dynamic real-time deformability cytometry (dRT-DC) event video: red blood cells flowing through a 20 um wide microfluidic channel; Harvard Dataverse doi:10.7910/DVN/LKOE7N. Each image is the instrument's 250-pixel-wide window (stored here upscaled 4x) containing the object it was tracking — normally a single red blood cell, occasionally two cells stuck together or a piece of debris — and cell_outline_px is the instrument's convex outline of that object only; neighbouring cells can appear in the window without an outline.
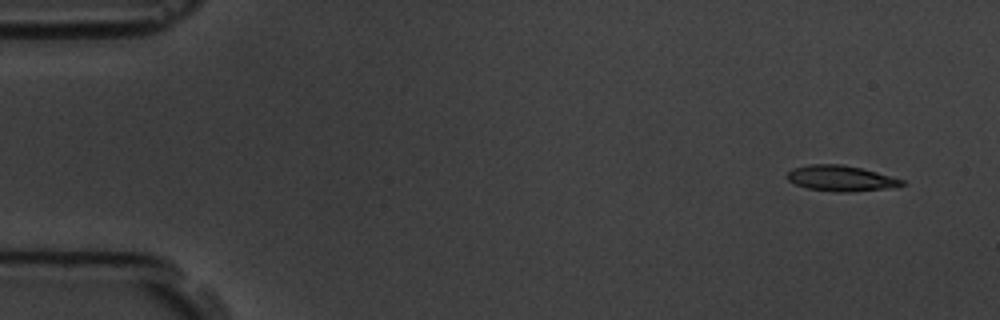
{"species": "common noctule bat (a hibernating species)", "species_latin": "Nyctalus noctula", "temperature_condition": "room temperature", "stored_images_in_passage": 8, "camera_frame_rate_fps": 3000, "um_per_image_px": 0.085, "animal": {"sex": "male", "body_mass_g": 19.5, "forearm_length_mm": 54.6}, "frame": {"image": 1, "passage_image": 1, "time_ms": 0.0, "image_size_px": [1000, 320], "cell_outline_px": [[908, 184], [892, 188], [852, 192], [832, 192], [808, 188], [796, 184], [788, 180], [784, 176], [792, 168], [808, 164], [844, 164], [876, 172], [904, 180]], "centroid_in_image_um": [71.48, 15.16], "position_along_channel_um": 13.5, "area_um2": 17.4}}
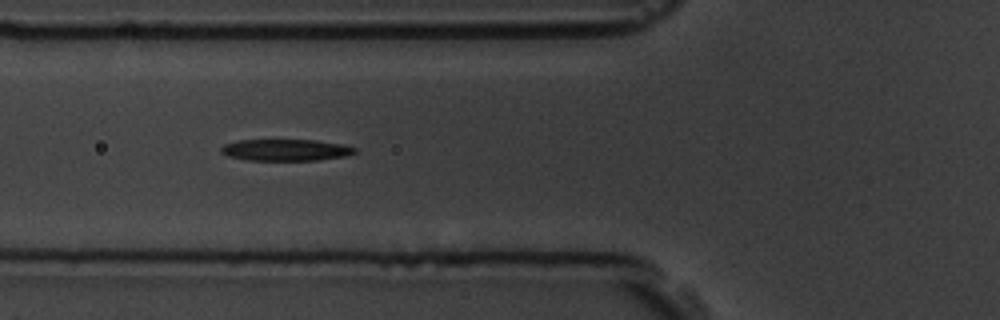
{"frame": {"image": 2, "passage_image": 6, "time_ms": 5.667, "image_size_px": [1000, 320], "cell_outline_px": [[356, 152], [348, 156], [316, 160], [248, 160], [228, 156], [220, 152], [220, 148], [224, 144], [236, 140], [316, 140], [344, 144], [356, 148]], "centroid_in_image_um": [24.29, 12.74], "position_along_channel_um": 101.5, "area_um2": 16.94}}
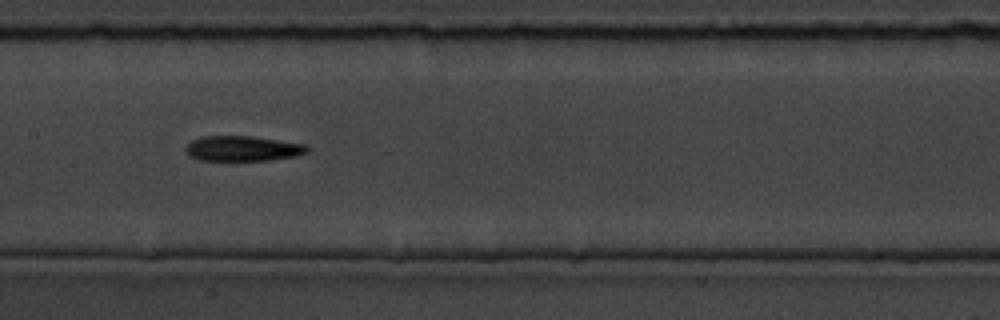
{"frame": {"image": 3, "passage_image": 8, "time_ms": 8.0, "image_size_px": [1000, 320], "cell_outline_px": [[308, 152], [296, 156], [268, 160], [196, 160], [188, 156], [184, 152], [184, 148], [192, 140], [200, 136], [252, 136], [304, 144], [308, 148]], "centroid_in_image_um": [20.56, 12.62], "position_along_channel_um": 186.8, "area_um2": 17.92}}